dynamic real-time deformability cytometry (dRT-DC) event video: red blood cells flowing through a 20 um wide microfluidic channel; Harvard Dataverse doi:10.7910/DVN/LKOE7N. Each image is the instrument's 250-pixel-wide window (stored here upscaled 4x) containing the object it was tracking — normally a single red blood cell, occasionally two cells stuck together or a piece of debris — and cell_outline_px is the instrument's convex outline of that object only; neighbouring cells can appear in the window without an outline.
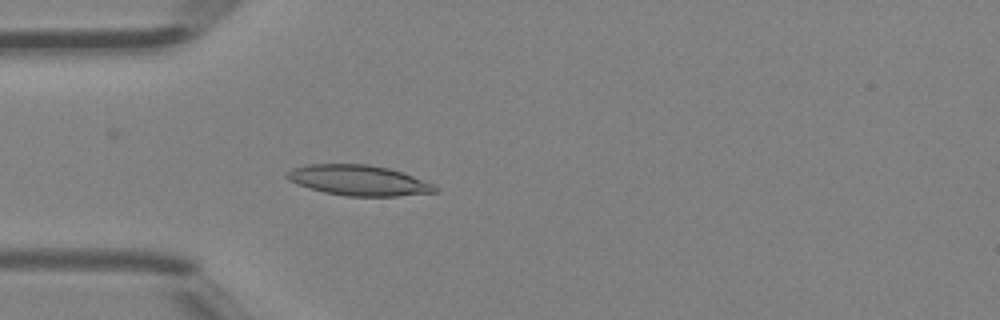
{"species": "Egyptian fruit bat (a non-hibernating species)", "species_latin": "Rousettus aegyptiacus", "temperature_condition": "room temperature", "stored_images_in_passage": 40, "camera_frame_rate_fps": 3000, "um_per_image_px": 0.085, "animal": {"sex": "female"}, "frame": {"image": 1, "passage_image": 11, "time_ms": 3.333, "image_size_px": [1000, 320], "cell_outline_px": [[440, 192], [396, 196], [348, 196], [324, 192], [296, 184], [288, 180], [284, 176], [284, 172], [292, 168], [308, 164], [368, 164], [388, 168], [412, 176], [432, 184], [440, 188]], "centroid_in_image_um": [30.44, 15.33], "position_along_channel_um": 54.6, "area_um2": 26.3}}
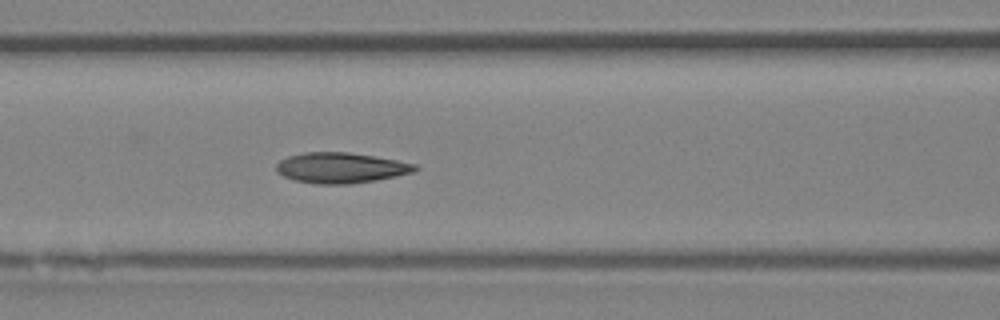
{"frame": {"image": 2, "passage_image": 17, "time_ms": 5.333, "image_size_px": [1000, 320], "cell_outline_px": [[420, 168], [416, 172], [376, 180], [348, 184], [316, 184], [296, 180], [284, 176], [276, 172], [276, 164], [280, 160], [288, 156], [304, 152], [348, 152], [396, 160], [416, 164]], "centroid_in_image_um": [28.98, 14.26], "position_along_channel_um": 137.6, "area_um2": 24.68}}
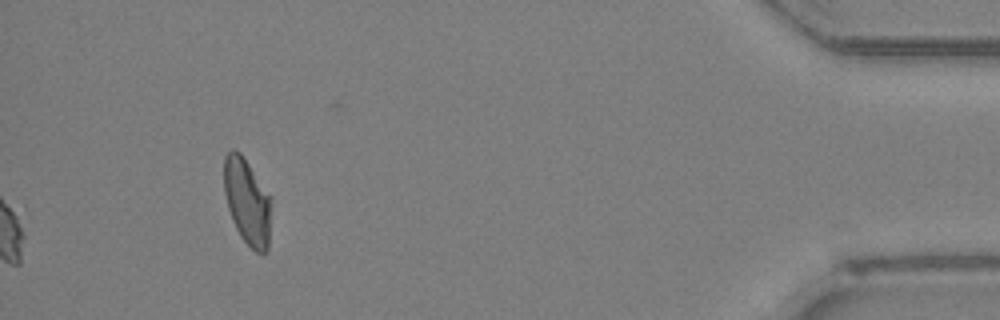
{"frame": {"image": 3, "passage_image": 40, "time_ms": 13.0, "image_size_px": [1000, 320], "cell_outline_px": [[268, 248], [264, 256], [256, 252], [240, 236], [232, 220], [228, 208], [224, 192], [224, 156], [232, 148], [240, 152], [248, 164], [268, 196]], "centroid_in_image_um": [20.94, 17.14], "position_along_channel_um": 414.3, "area_um2": 22.72}, "authors_computed_cell_mechanics": {"area_um2": 23.987, "velocity_mm_per_s": 4.4825, "shape_relaxation_time_tau1_ms": 4.0615, "shape_relaxation_time_tau2_ms": 1.7333, "deformation_change_tau1": 0.1511, "deformation_change_tau2": 0.0763}}